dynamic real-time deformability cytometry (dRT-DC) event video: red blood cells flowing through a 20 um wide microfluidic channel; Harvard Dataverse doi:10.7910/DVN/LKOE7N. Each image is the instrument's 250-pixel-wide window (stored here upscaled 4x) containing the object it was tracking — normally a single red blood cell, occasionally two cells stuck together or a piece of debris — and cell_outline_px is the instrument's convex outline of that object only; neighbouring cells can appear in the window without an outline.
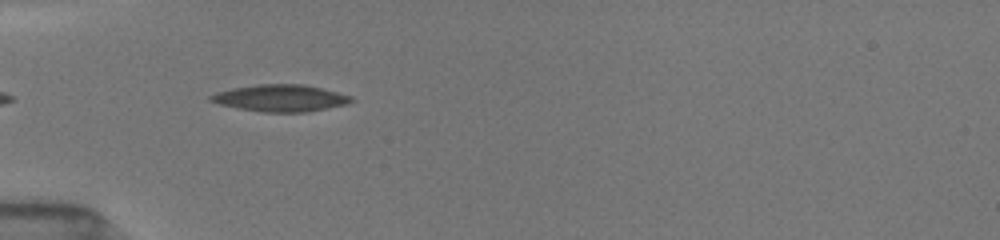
{"species": "common noctule bat (a hibernating species)", "species_latin": "Nyctalus noctula", "temperature_condition": "room temperature", "stored_images_in_passage": 38, "camera_frame_rate_fps": 3000, "um_per_image_px": 0.085, "animal": {"sex": "female", "body_mass_g": 19.5, "forearm_length_mm": 54.1}, "frame": {"image": 1, "passage_image": 3, "time_ms": 0.667, "image_size_px": [1000, 240], "cell_outline_px": [[356, 100], [348, 104], [308, 112], [264, 112], [240, 108], [220, 104], [208, 100], [208, 96], [216, 92], [232, 88], [256, 84], [304, 84], [352, 96]], "centroid_in_image_um": [23.85, 8.33], "position_along_channel_um": 61.1, "area_um2": 22.02}}
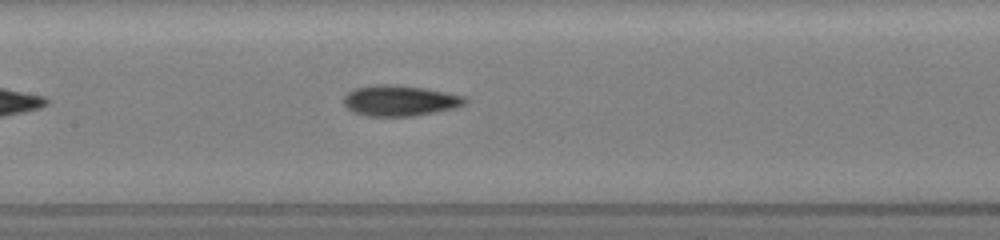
{"frame": {"image": 2, "passage_image": 12, "time_ms": 3.667, "image_size_px": [1000, 240], "cell_outline_px": [[468, 100], [464, 104], [452, 108], [412, 116], [368, 116], [352, 112], [344, 104], [344, 96], [348, 92], [356, 88], [376, 84], [396, 84], [424, 88], [464, 96]], "centroid_in_image_um": [33.94, 8.54], "position_along_channel_um": 173.5, "area_um2": 21.5}}
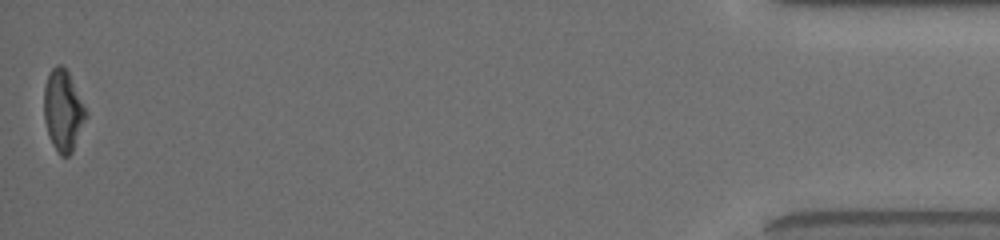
{"frame": {"image": 3, "passage_image": 38, "time_ms": 12.333, "image_size_px": [1000, 240], "cell_outline_px": [[88, 116], [72, 152], [68, 156], [60, 156], [52, 144], [48, 136], [44, 120], [44, 88], [48, 76], [52, 68], [56, 64], [60, 64], [68, 72], [88, 112]], "centroid_in_image_um": [5.37, 9.43], "position_along_channel_um": 429.8, "area_um2": 19.94}, "authors_computed_cell_mechanics": {"area_um2": 20.8947, "velocity_mm_per_s": 3.9379, "shape_relaxation_time_tau1_ms": 4.6483, "shape_relaxation_time_tau2_ms": 2.7576, "deformation_change_tau1": 0.1631, "deformation_change_tau2": 0.1115}}